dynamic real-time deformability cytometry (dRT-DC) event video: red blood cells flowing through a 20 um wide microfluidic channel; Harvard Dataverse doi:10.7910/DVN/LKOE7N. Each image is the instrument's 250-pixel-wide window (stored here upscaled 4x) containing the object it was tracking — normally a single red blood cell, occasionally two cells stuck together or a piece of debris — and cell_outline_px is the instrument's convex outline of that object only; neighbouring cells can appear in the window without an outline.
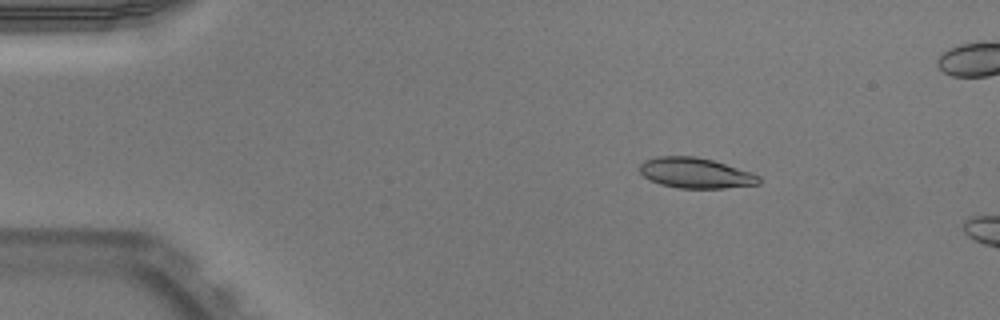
{"species": "Egyptian fruit bat (a non-hibernating species)", "species_latin": "Rousettus aegyptiacus", "temperature_condition": "warm", "stored_images_in_passage": 9, "camera_frame_rate_fps": 3000, "um_per_image_px": 0.085, "animal": {"sex": "male"}, "frame": {"image": 1, "passage_image": 4, "time_ms": 1.0, "image_size_px": [1000, 320], "cell_outline_px": [[760, 184], [724, 188], [680, 188], [660, 184], [644, 176], [640, 172], [640, 164], [644, 160], [656, 156], [696, 156], [712, 160], [752, 172], [760, 176]], "centroid_in_image_um": [59.13, 14.7], "position_along_channel_um": 25.9, "area_um2": 21.1}}